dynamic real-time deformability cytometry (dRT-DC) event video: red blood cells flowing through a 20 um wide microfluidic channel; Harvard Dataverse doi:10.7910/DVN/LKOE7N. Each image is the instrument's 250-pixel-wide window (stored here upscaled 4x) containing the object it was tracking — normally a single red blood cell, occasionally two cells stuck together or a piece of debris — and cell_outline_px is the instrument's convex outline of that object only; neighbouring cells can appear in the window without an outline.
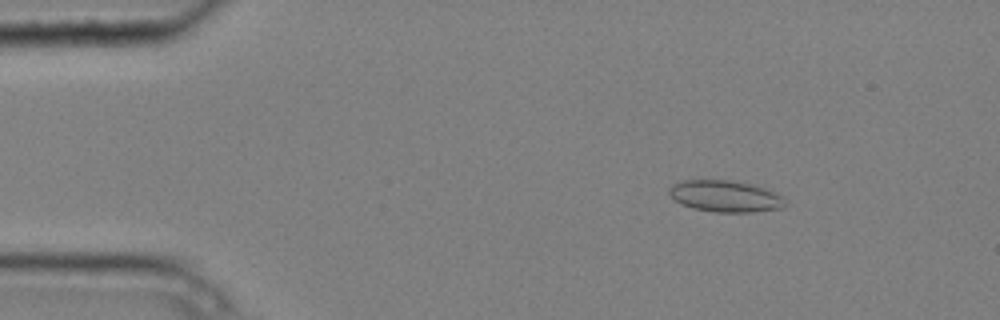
{"species": "common noctule bat (a hibernating species)", "species_latin": "Nyctalus noctula", "temperature_condition": "cold", "stored_images_in_passage": 5, "camera_frame_rate_fps": 3000, "um_per_image_px": 0.085, "animal": {"sex": "male", "body_mass_g": 20.4}, "frame": {"image": 1, "passage_image": 2, "time_ms": 0.333, "image_size_px": [1000, 320], "cell_outline_px": [[788, 204], [784, 208], [752, 212], [712, 212], [692, 208], [680, 204], [668, 192], [668, 188], [672, 184], [680, 180], [728, 180], [748, 184], [764, 188], [780, 196]], "centroid_in_image_um": [61.61, 16.69], "position_along_channel_um": 23.4, "area_um2": 21.27}}
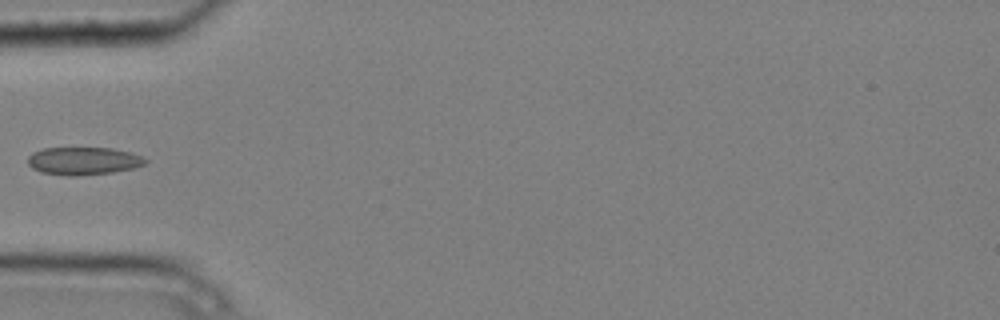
{"frame": {"image": 2, "passage_image": 5, "time_ms": 1.333, "image_size_px": [1000, 320], "cell_outline_px": [[148, 160], [144, 164], [132, 168], [112, 172], [76, 176], [68, 176], [40, 172], [32, 168], [28, 164], [28, 156], [32, 152], [44, 148], [112, 148], [132, 152]], "centroid_in_image_um": [7.06, 13.67], "position_along_channel_um": 77.9, "area_um2": 19.02}}